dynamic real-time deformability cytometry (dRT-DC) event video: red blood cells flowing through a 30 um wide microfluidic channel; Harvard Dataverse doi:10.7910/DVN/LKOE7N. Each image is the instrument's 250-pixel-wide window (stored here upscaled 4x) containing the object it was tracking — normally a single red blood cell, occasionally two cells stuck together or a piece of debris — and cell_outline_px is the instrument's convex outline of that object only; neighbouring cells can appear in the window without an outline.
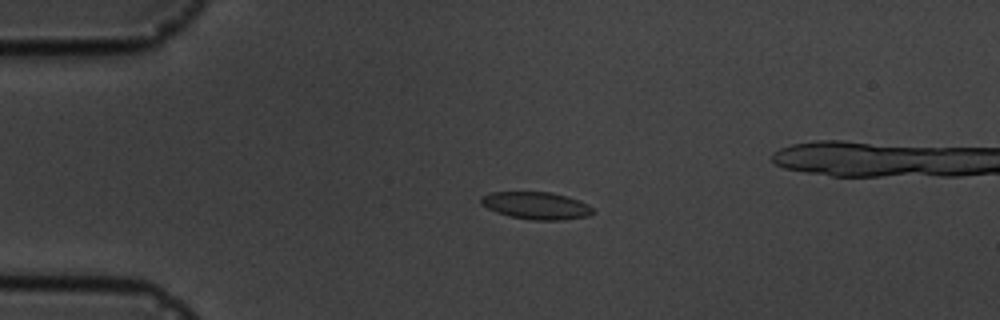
{"species": "common noctule bat (a hibernating species)", "species_latin": "Nyctalus noctula", "temperature_condition": "cold", "stored_images_in_passage": 4, "camera_frame_rate_fps": 3000, "um_per_image_px": 0.085, "animal": {"sex": "male", "body_mass_g": 19.5, "forearm_length_mm": 54.6}, "frame": {"image": 1, "passage_image": 3, "time_ms": 2.333, "image_size_px": [1000, 320], "cell_outline_px": [[596, 212], [588, 216], [560, 220], [532, 220], [508, 216], [496, 212], [480, 204], [480, 196], [492, 192], [552, 192], [568, 196], [580, 200], [588, 204]], "centroid_in_image_um": [45.59, 17.47], "position_along_channel_um": 39.4, "area_um2": 18.03}}